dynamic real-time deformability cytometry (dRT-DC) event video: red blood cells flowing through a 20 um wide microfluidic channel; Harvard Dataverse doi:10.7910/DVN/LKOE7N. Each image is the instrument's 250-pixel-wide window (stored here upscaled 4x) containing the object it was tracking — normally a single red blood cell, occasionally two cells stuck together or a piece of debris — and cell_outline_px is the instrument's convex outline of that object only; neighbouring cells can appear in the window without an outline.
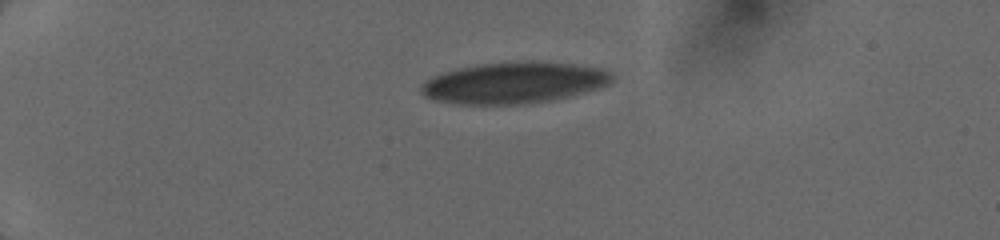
{"species": "human", "species_latin": "Homo sapiens", "temperature_condition": "cold", "stored_images_in_passage": 28, "camera_frame_rate_fps": 3000, "um_per_image_px": 0.085, "donor": {"sex": "female"}, "frame": {"image": 1, "passage_image": 1, "time_ms": 0.0, "image_size_px": [1000, 240], "cell_outline_px": [[612, 80], [608, 84], [572, 96], [556, 100], [528, 104], [456, 104], [436, 100], [424, 96], [420, 88], [428, 80], [436, 76], [460, 68], [480, 64], [516, 60], [532, 60], [572, 64], [600, 68], [612, 72]], "centroid_in_image_um": [43.74, 7.03], "position_along_channel_um": 41.3, "area_um2": 45.95}}
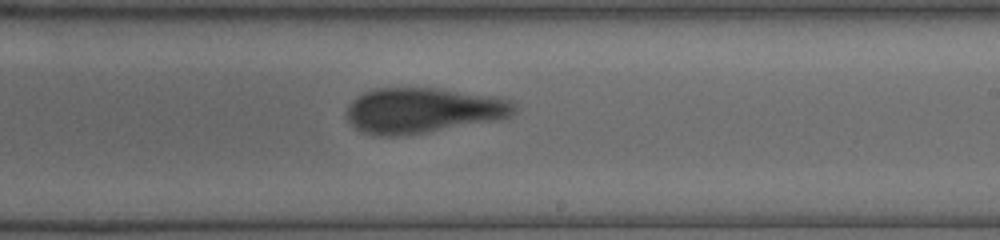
{"frame": {"image": 2, "passage_image": 17, "time_ms": 6.667, "image_size_px": [1000, 240], "cell_outline_px": [[516, 112], [512, 116], [500, 120], [428, 132], [400, 136], [376, 136], [364, 132], [356, 128], [344, 116], [344, 112], [348, 104], [356, 96], [364, 92], [376, 88], [436, 88], [496, 96], [512, 100], [516, 104]], "centroid_in_image_um": [35.96, 9.39], "position_along_channel_um": 253.0, "area_um2": 45.03}}
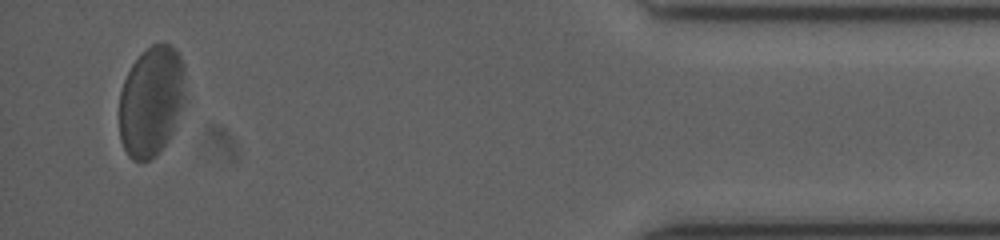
{"frame": {"image": 3, "passage_image": 28, "time_ms": 12.0, "image_size_px": [1000, 240], "cell_outline_px": [[184, 100], [172, 132], [168, 140], [160, 152], [148, 160], [132, 160], [128, 156], [120, 140], [120, 92], [124, 80], [132, 64], [152, 44], [172, 44], [180, 56], [184, 64]], "centroid_in_image_um": [12.86, 8.6], "position_along_channel_um": 422.3, "area_um2": 42.14}}